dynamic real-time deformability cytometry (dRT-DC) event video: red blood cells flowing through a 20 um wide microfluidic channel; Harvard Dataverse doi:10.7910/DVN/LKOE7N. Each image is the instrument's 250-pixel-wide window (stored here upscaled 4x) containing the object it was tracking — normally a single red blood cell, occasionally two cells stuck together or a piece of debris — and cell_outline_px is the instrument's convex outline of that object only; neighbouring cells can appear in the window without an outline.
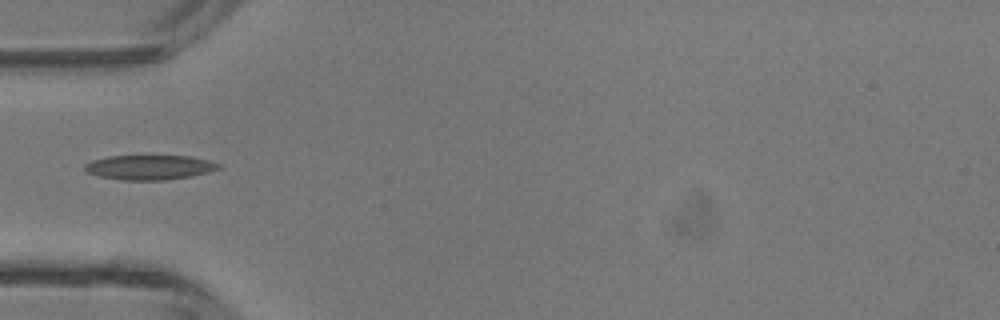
{"species": "common noctule bat (a hibernating species)", "species_latin": "Nyctalus noctula", "temperature_condition": "room temperature", "stored_images_in_passage": 17, "camera_frame_rate_fps": 3000, "um_per_image_px": 0.085, "animal": {"sex": "male", "body_mass_g": 13.3}, "frame": {"image": 1, "passage_image": 1, "time_ms": 0.0, "image_size_px": [1000, 320], "cell_outline_px": [[220, 168], [208, 172], [192, 176], [164, 180], [124, 180], [100, 176], [88, 172], [84, 168], [84, 164], [92, 160], [108, 156], [188, 156], [208, 160], [220, 164]], "centroid_in_image_um": [12.71, 14.22], "position_along_channel_um": 72.3, "area_um2": 19.07}}
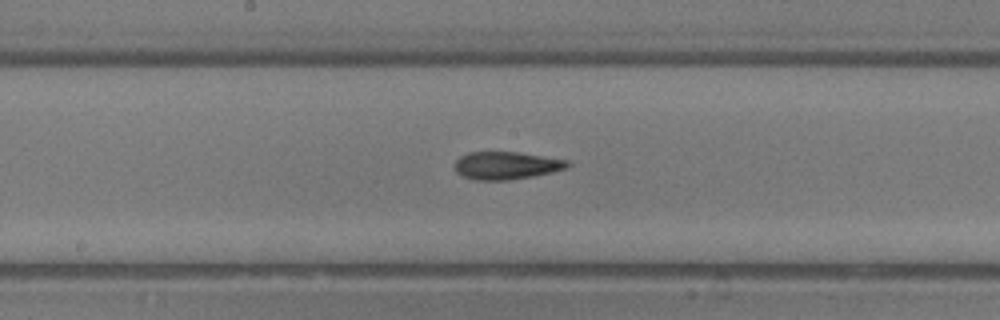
{"frame": {"image": 2, "passage_image": 10, "time_ms": 3.0, "image_size_px": [1000, 320], "cell_outline_px": [[572, 164], [568, 168], [552, 172], [532, 176], [508, 180], [476, 180], [460, 176], [456, 172], [456, 160], [460, 156], [472, 152], [520, 152], [568, 160]], "centroid_in_image_um": [43.06, 14.07], "position_along_channel_um": 205.1, "area_um2": 18.26}}
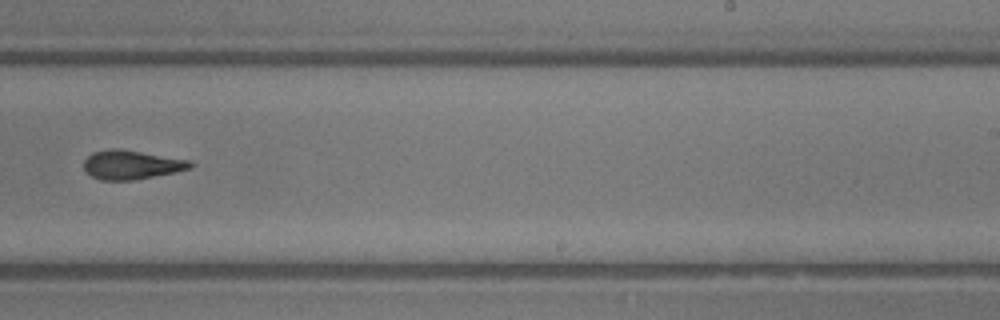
{"frame": {"image": 3, "passage_image": 15, "time_ms": 4.667, "image_size_px": [1000, 320], "cell_outline_px": [[196, 164], [192, 168], [176, 172], [132, 180], [100, 180], [92, 176], [84, 168], [84, 160], [92, 152], [112, 148], [120, 148], [192, 160]], "centroid_in_image_um": [11.23, 13.99], "position_along_channel_um": 277.8, "area_um2": 18.21}}